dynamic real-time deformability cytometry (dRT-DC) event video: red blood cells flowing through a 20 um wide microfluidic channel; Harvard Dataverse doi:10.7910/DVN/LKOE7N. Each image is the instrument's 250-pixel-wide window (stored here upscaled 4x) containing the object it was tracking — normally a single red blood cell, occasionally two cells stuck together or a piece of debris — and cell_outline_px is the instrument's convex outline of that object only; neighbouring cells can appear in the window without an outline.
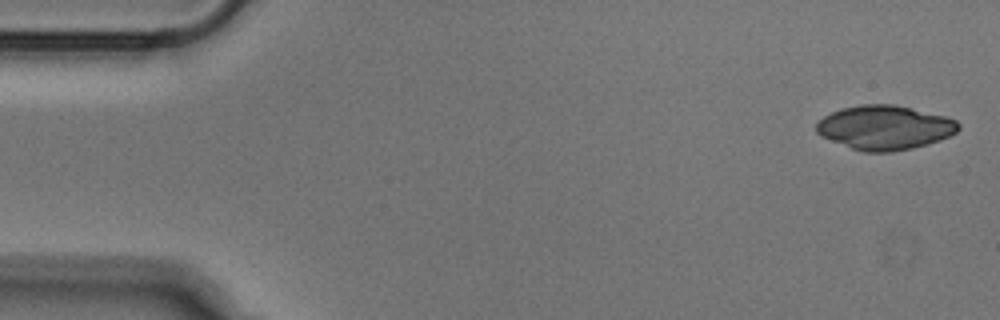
{"species": "Egyptian fruit bat (a non-hibernating species)", "species_latin": "Rousettus aegyptiacus", "temperature_condition": "cold", "stored_images_in_passage": 50, "camera_frame_rate_fps": 3000, "um_per_image_px": 0.085, "animal": {"sex": "male"}, "frame": {"image": 1, "passage_image": 1, "time_ms": 0.0, "image_size_px": [1000, 320], "cell_outline_px": [[960, 128], [956, 132], [940, 140], [928, 144], [912, 148], [892, 152], [864, 152], [852, 148], [820, 136], [816, 132], [816, 124], [824, 116], [832, 112], [844, 108], [860, 104], [892, 104], [944, 116], [956, 120], [960, 124]], "centroid_in_image_um": [75.2, 10.85], "position_along_channel_um": 9.8, "area_um2": 36.36}}